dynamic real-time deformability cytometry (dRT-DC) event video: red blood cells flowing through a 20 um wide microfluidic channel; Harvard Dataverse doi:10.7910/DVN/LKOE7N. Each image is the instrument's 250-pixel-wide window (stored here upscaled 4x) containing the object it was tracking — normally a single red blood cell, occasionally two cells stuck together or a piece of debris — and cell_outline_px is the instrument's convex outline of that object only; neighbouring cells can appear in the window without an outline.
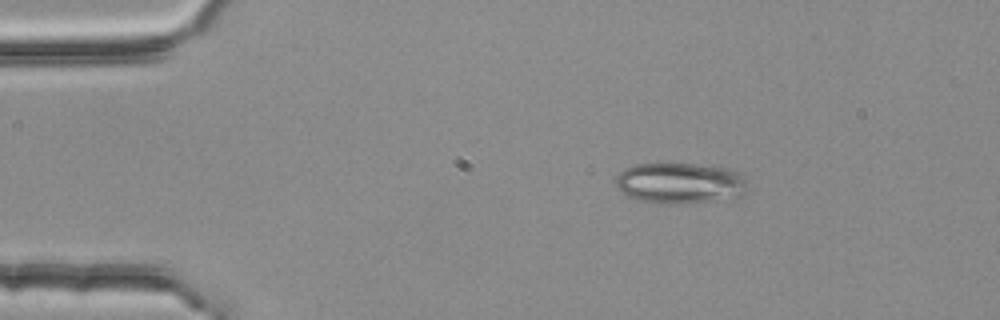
{"species": "common noctule bat (a hibernating species)", "species_latin": "Nyctalus noctula", "temperature_condition": "room temperature", "stored_images_in_passage": 3, "camera_frame_rate_fps": 3000, "um_per_image_px": 0.085, "animal": {"sex": "female", "body_mass_g": 25.1}, "frame": {"image": 1, "passage_image": 1, "time_ms": 0.0, "image_size_px": [1000, 320], "cell_outline_px": [[748, 192], [740, 196], [708, 200], [672, 204], [660, 204], [636, 200], [620, 192], [612, 180], [624, 168], [632, 164], [696, 164], [732, 168], [740, 172], [744, 176]], "centroid_in_image_um": [57.76, 15.55], "position_along_channel_um": 27.2, "area_um2": 31.79}}